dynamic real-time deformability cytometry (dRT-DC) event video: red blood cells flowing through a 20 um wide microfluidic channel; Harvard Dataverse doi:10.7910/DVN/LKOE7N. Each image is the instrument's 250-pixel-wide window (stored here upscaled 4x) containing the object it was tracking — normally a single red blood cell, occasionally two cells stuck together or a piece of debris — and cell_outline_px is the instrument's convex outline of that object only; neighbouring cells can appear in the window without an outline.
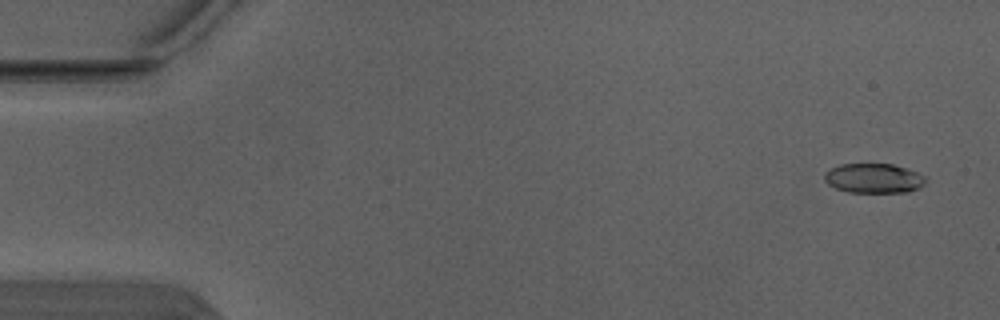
{"species": "Egyptian fruit bat (a non-hibernating species)", "species_latin": "Rousettus aegyptiacus", "temperature_condition": "warm", "stored_images_in_passage": 3, "camera_frame_rate_fps": 3000, "um_per_image_px": 0.085, "animal": {"sex": "male"}, "frame": {"image": 1, "passage_image": 1, "time_ms": 0.0, "image_size_px": [1000, 320], "cell_outline_px": [[928, 180], [920, 188], [908, 192], [848, 192], [836, 188], [828, 184], [824, 180], [824, 172], [840, 164], [892, 164], [928, 176]], "centroid_in_image_um": [74.29, 15.16], "position_along_channel_um": 10.7, "area_um2": 17.57}}